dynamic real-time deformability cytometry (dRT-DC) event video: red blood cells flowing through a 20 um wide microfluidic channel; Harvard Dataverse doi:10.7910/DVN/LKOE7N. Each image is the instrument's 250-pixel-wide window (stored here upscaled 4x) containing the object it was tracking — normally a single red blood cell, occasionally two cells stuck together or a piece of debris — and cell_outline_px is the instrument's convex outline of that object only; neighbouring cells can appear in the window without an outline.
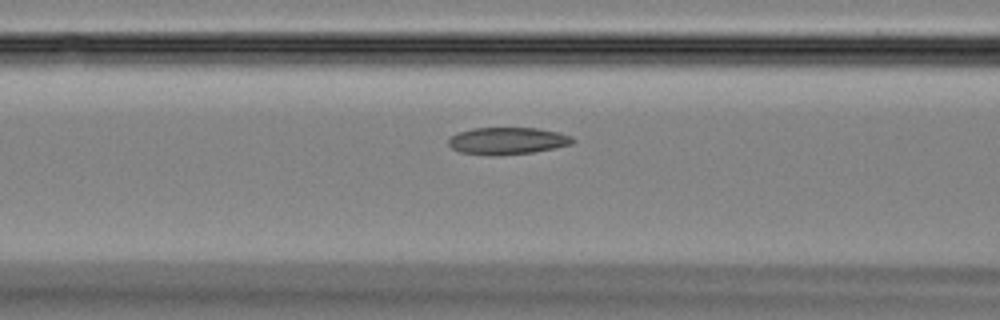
{"species": "Egyptian fruit bat (a non-hibernating species)", "species_latin": "Rousettus aegyptiacus", "temperature_condition": "room temperature", "stored_images_in_passage": 47, "camera_frame_rate_fps": 3000, "um_per_image_px": 0.085, "animal": {"sex": "female"}, "frame": {"image": 1, "passage_image": 19, "time_ms": 6.0, "image_size_px": [1000, 320], "cell_outline_px": [[576, 140], [572, 144], [556, 148], [532, 152], [500, 156], [492, 156], [460, 152], [452, 148], [448, 144], [448, 140], [452, 136], [460, 132], [472, 128], [536, 128], [560, 132], [572, 136]], "centroid_in_image_um": [43.16, 11.98], "position_along_channel_um": 123.4, "area_um2": 19.77}}
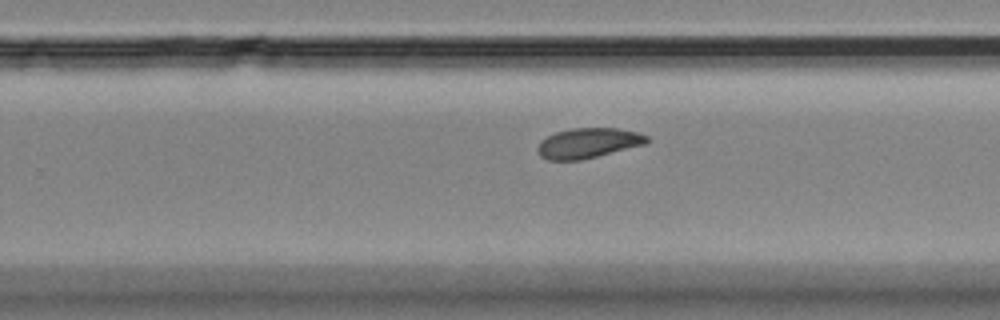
{"frame": {"image": 2, "passage_image": 30, "time_ms": 9.667, "image_size_px": [1000, 320], "cell_outline_px": [[648, 144], [580, 160], [548, 160], [540, 156], [536, 148], [540, 140], [556, 132], [572, 128], [616, 128], [640, 132], [648, 136]], "centroid_in_image_um": [50.01, 12.16], "position_along_channel_um": 279.8, "area_um2": 19.31}}
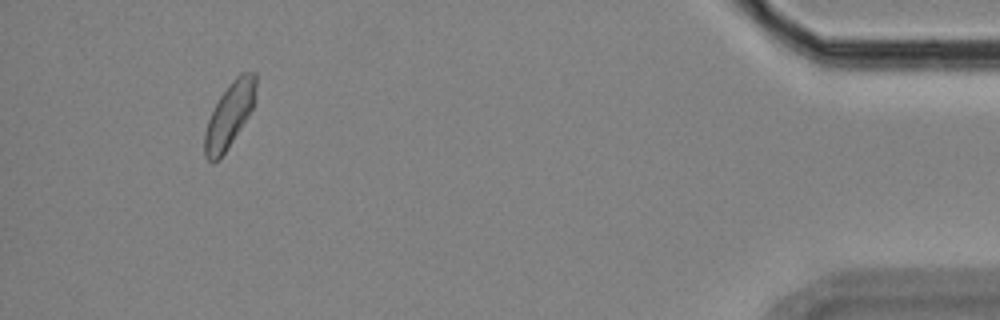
{"frame": {"image": 3, "passage_image": 44, "time_ms": 14.333, "image_size_px": [1000, 320], "cell_outline_px": [[256, 88], [252, 108], [248, 116], [228, 148], [220, 160], [212, 164], [204, 156], [204, 132], [208, 120], [220, 96], [232, 80], [240, 72], [256, 72]], "centroid_in_image_um": [19.48, 9.82], "position_along_channel_um": 415.7, "area_um2": 19.31}}